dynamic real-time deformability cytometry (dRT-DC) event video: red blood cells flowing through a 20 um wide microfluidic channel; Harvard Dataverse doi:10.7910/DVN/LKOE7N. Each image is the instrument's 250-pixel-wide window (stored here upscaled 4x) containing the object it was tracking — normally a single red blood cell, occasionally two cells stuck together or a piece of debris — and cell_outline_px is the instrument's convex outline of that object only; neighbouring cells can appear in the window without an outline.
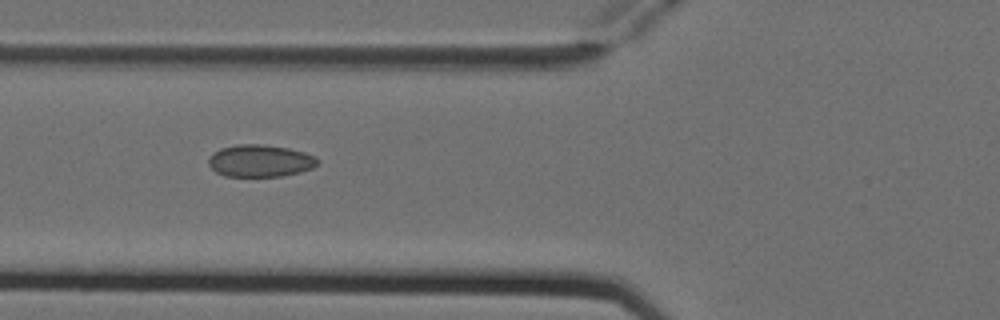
{"species": "Egyptian fruit bat (a non-hibernating species)", "species_latin": "Rousettus aegyptiacus", "temperature_condition": "cold", "stored_images_in_passage": 7, "camera_frame_rate_fps": 3000, "um_per_image_px": 0.085, "animal": {"sex": "female"}, "frame": {"image": 1, "passage_image": 5, "time_ms": 1.333, "image_size_px": [1000, 320], "cell_outline_px": [[320, 160], [312, 168], [300, 172], [280, 176], [224, 176], [216, 172], [208, 164], [208, 160], [212, 152], [220, 148], [236, 144], [260, 144], [288, 148], [304, 152]], "centroid_in_image_um": [22.07, 13.66], "position_along_channel_um": 103.7, "area_um2": 20.4}}
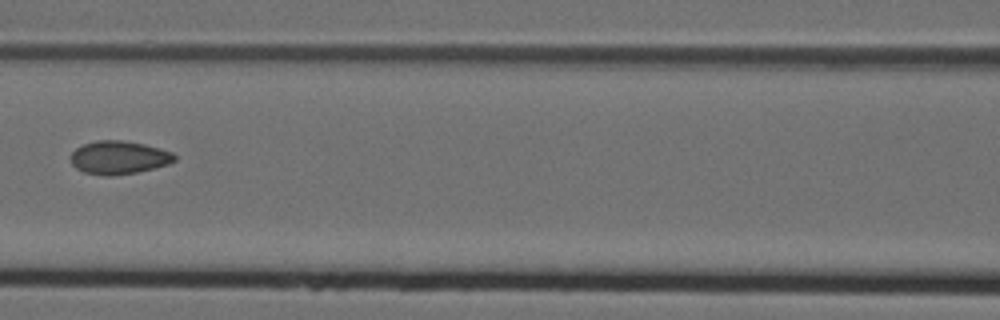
{"frame": {"image": 2, "passage_image": 6, "time_ms": 1.667, "image_size_px": [1000, 320], "cell_outline_px": [[176, 160], [168, 164], [136, 172], [112, 176], [104, 176], [84, 172], [76, 168], [72, 164], [68, 156], [76, 148], [84, 144], [96, 140], [120, 140], [144, 144], [160, 148], [172, 152], [176, 156]], "centroid_in_image_um": [10.07, 13.39], "position_along_channel_um": 156.5, "area_um2": 20.17}}
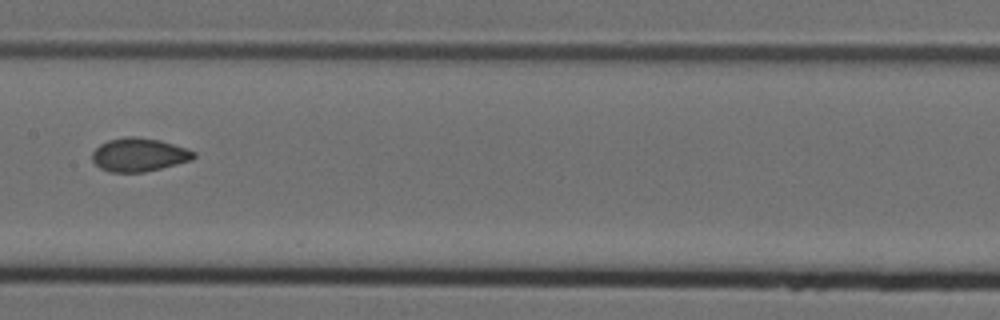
{"frame": {"image": 3, "passage_image": 7, "time_ms": 2.0, "image_size_px": [1000, 320], "cell_outline_px": [[196, 156], [192, 160], [144, 172], [108, 172], [100, 168], [92, 160], [92, 152], [100, 144], [108, 140], [124, 136], [136, 136], [160, 140], [196, 152]], "centroid_in_image_um": [11.79, 13.15], "position_along_channel_um": 195.6, "area_um2": 19.77}}